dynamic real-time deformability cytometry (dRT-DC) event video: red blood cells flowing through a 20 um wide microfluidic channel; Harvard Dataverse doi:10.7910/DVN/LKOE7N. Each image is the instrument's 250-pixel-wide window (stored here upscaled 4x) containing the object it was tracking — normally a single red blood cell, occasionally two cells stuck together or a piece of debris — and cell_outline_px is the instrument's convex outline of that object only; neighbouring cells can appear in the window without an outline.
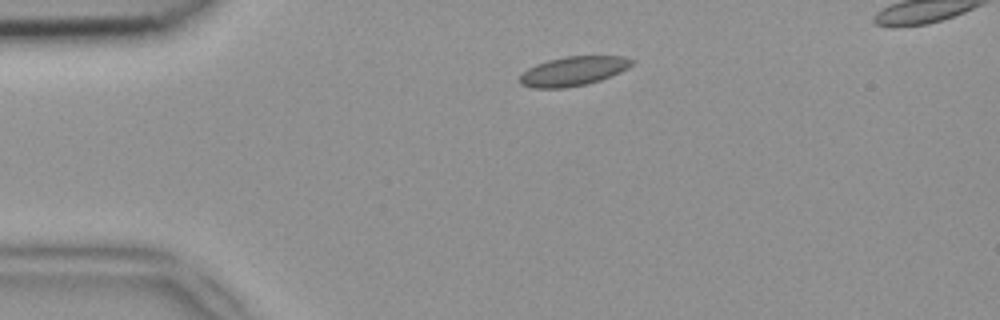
{"species": "common noctule bat (a hibernating species)", "species_latin": "Nyctalus noctula", "temperature_condition": "room temperature", "stored_images_in_passage": 39, "camera_frame_rate_fps": 3000, "um_per_image_px": 0.085, "animal": {"sex": "female", "body_mass_g": 18.4}, "frame": {"image": 1, "passage_image": 1, "time_ms": 0.0, "image_size_px": [1000, 320], "cell_outline_px": [[636, 60], [628, 68], [620, 72], [600, 80], [588, 84], [564, 88], [532, 88], [520, 84], [516, 80], [528, 68], [536, 64], [548, 60], [564, 56], [624, 56]], "centroid_in_image_um": [48.71, 6.05], "position_along_channel_um": 36.3, "area_um2": 19.31}}
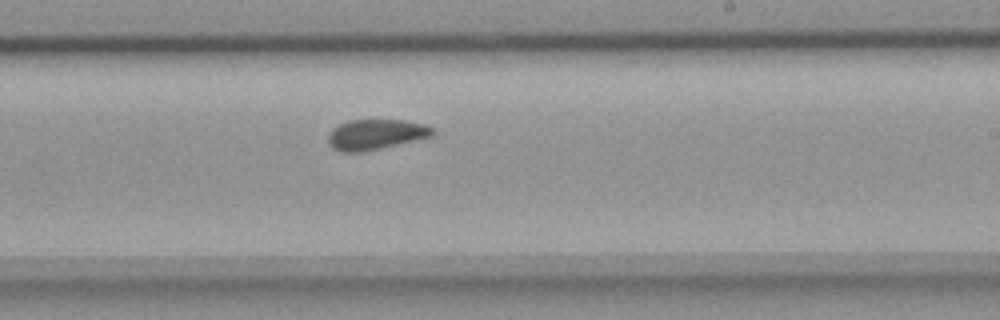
{"frame": {"image": 2, "passage_image": 20, "time_ms": 6.333, "image_size_px": [1000, 320], "cell_outline_px": [[436, 132], [432, 136], [360, 152], [344, 152], [332, 148], [328, 144], [328, 132], [332, 128], [348, 120], [404, 120], [424, 124], [432, 128]], "centroid_in_image_um": [31.89, 11.41], "position_along_channel_um": 257.1, "area_um2": 18.26}}
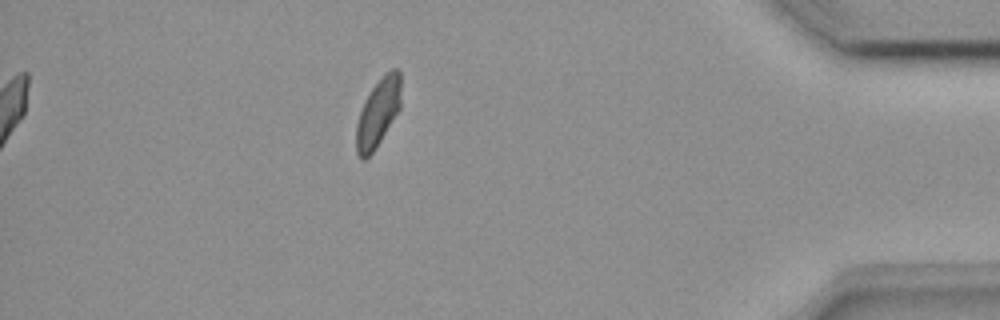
{"frame": {"image": 3, "passage_image": 34, "time_ms": 11.0, "image_size_px": [1000, 320], "cell_outline_px": [[400, 108], [376, 148], [364, 160], [360, 160], [356, 152], [356, 124], [364, 100], [372, 88], [392, 68], [396, 68], [400, 72]], "centroid_in_image_um": [32.11, 9.62], "position_along_channel_um": 403.1, "area_um2": 17.51}}